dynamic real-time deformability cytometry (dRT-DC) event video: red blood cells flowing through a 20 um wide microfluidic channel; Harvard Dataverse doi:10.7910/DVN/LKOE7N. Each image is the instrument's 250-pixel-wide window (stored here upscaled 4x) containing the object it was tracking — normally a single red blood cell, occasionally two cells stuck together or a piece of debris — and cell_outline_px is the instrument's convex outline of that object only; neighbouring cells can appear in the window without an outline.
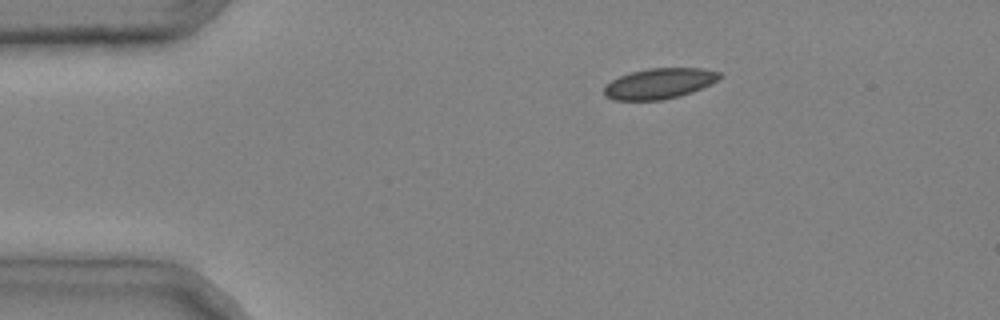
{"species": "common noctule bat (a hibernating species)", "species_latin": "Nyctalus noctula", "temperature_condition": "cold", "stored_images_in_passage": 3, "camera_frame_rate_fps": 3000, "um_per_image_px": 0.085, "animal": {"sex": "male", "body_mass_g": 20.4}, "frame": {"image": 1, "passage_image": 1, "time_ms": 0.0, "image_size_px": [1000, 320], "cell_outline_px": [[720, 76], [716, 80], [692, 92], [680, 96], [660, 100], [612, 100], [604, 96], [604, 84], [620, 76], [632, 72], [648, 68], [704, 68], [720, 72]], "centroid_in_image_um": [55.99, 7.1], "position_along_channel_um": 29.0, "area_um2": 20.46}}
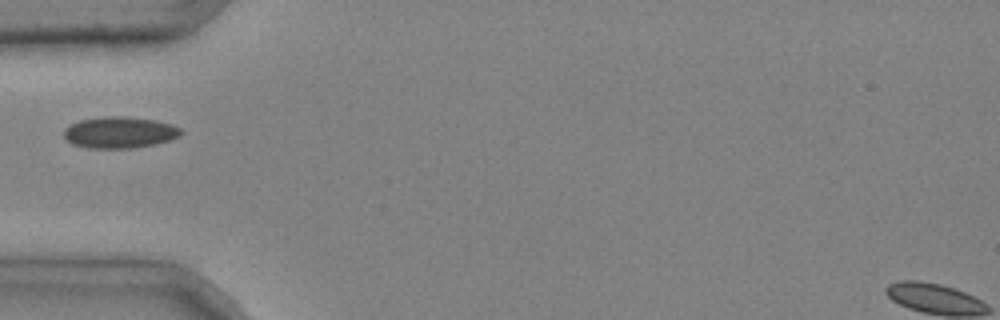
{"frame": {"image": 2, "passage_image": 3, "time_ms": 0.667, "image_size_px": [1000, 320], "cell_outline_px": [[184, 132], [180, 136], [156, 144], [132, 148], [88, 148], [72, 144], [64, 136], [64, 128], [80, 120], [104, 116], [124, 116], [152, 120], [172, 124], [180, 128]], "centroid_in_image_um": [10.17, 11.26], "position_along_channel_um": 74.8, "area_um2": 21.39}}